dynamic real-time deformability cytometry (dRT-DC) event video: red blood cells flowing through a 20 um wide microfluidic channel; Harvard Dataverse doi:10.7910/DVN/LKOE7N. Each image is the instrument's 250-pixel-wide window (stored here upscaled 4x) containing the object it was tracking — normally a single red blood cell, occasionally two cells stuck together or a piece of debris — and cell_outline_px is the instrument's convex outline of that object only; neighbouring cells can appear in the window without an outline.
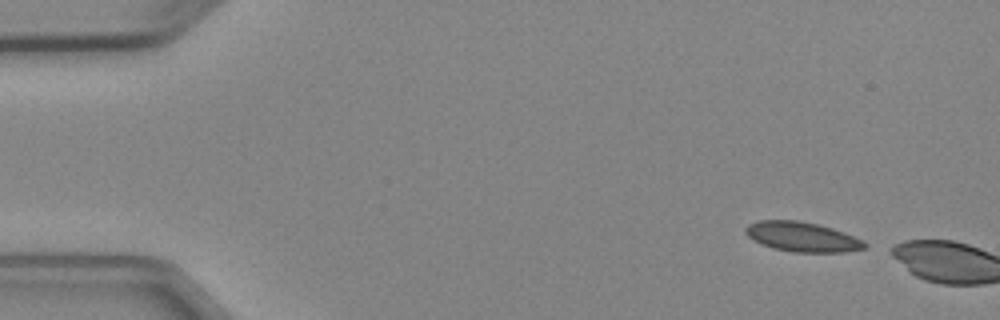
{"species": "Egyptian fruit bat (a non-hibernating species)", "species_latin": "Rousettus aegyptiacus", "temperature_condition": "cold", "stored_images_in_passage": 2, "camera_frame_rate_fps": 3000, "um_per_image_px": 0.085, "animal": {"sex": "female"}, "frame": {"image": 1, "passage_image": 1, "time_ms": 0.0, "image_size_px": [1000, 320], "cell_outline_px": [[868, 248], [844, 252], [792, 252], [772, 248], [752, 240], [744, 232], [744, 228], [748, 224], [760, 220], [796, 220], [816, 224], [832, 228], [844, 232], [864, 240], [868, 244]], "centroid_in_image_um": [68.19, 20.14], "position_along_channel_um": 16.8, "area_um2": 20.81}}